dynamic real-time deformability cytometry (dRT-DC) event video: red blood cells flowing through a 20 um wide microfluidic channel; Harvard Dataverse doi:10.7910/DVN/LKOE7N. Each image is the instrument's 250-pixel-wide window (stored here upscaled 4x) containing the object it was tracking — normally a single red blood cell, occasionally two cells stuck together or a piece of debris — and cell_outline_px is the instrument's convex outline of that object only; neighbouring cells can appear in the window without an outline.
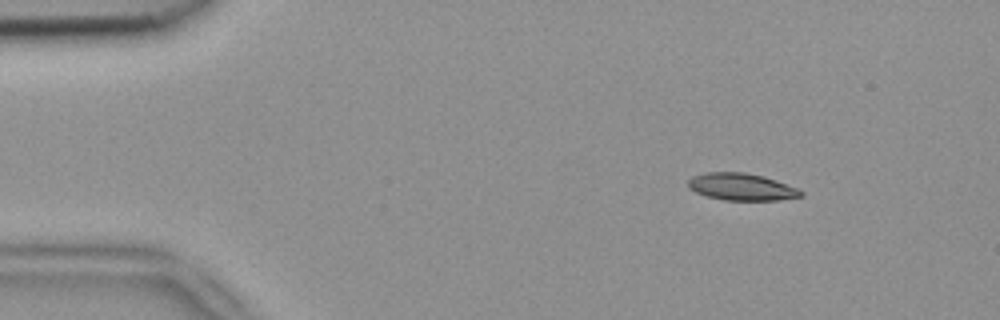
{"species": "common noctule bat (a hibernating species)", "species_latin": "Nyctalus noctula", "temperature_condition": "room temperature", "stored_images_in_passage": 5, "camera_frame_rate_fps": 3000, "um_per_image_px": 0.085, "animal": {"sex": "female", "body_mass_g": 18.4}, "frame": {"image": 1, "passage_image": 2, "time_ms": 0.333, "image_size_px": [1000, 320], "cell_outline_px": [[804, 196], [780, 200], [724, 200], [708, 196], [696, 192], [688, 188], [688, 180], [692, 176], [704, 172], [744, 172], [764, 176], [800, 188], [804, 192]], "centroid_in_image_um": [63.07, 15.88], "position_along_channel_um": 21.9, "area_um2": 18.03}}
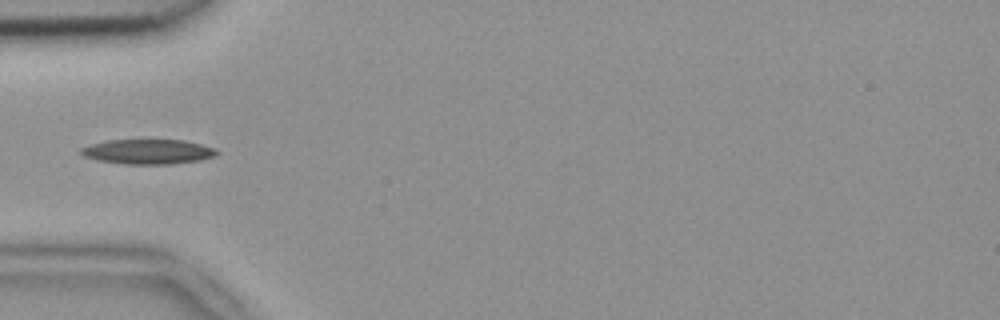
{"frame": {"image": 2, "passage_image": 5, "time_ms": 1.333, "image_size_px": [1000, 320], "cell_outline_px": [[220, 152], [216, 156], [200, 160], [172, 164], [124, 164], [96, 160], [84, 156], [80, 152], [80, 148], [92, 144], [108, 140], [184, 140], [216, 148]], "centroid_in_image_um": [12.61, 12.9], "position_along_channel_um": 72.4, "area_um2": 19.71}}